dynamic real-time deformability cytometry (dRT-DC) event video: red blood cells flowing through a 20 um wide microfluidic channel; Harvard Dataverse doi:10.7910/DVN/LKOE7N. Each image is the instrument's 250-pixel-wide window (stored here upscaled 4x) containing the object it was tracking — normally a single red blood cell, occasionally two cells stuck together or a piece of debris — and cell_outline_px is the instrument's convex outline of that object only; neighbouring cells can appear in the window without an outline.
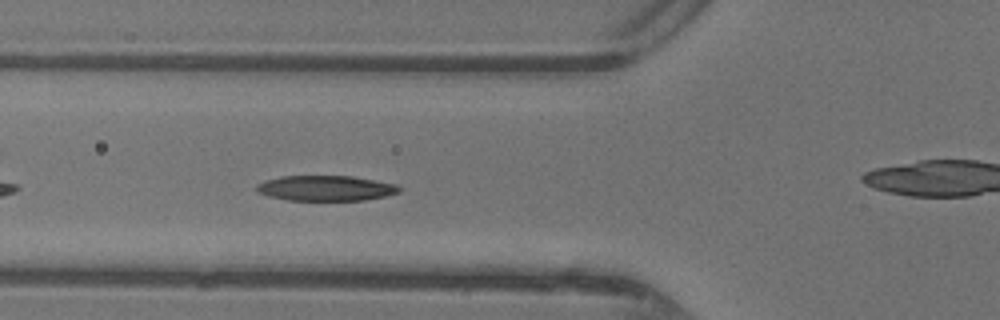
{"species": "common noctule bat (a hibernating species)", "species_latin": "Nyctalus noctula", "temperature_condition": "warm", "stored_images_in_passage": 33, "camera_frame_rate_fps": 3000, "um_per_image_px": 0.085, "animal": {"sex": "female"}, "frame": {"image": 1, "passage_image": 5, "time_ms": 1.333, "image_size_px": [1000, 320], "cell_outline_px": [[400, 192], [384, 196], [364, 200], [288, 200], [268, 196], [256, 192], [256, 184], [280, 176], [352, 176], [376, 180], [396, 184], [400, 188]], "centroid_in_image_um": [27.68, 15.99], "position_along_channel_um": 98.1, "area_um2": 20.98}}
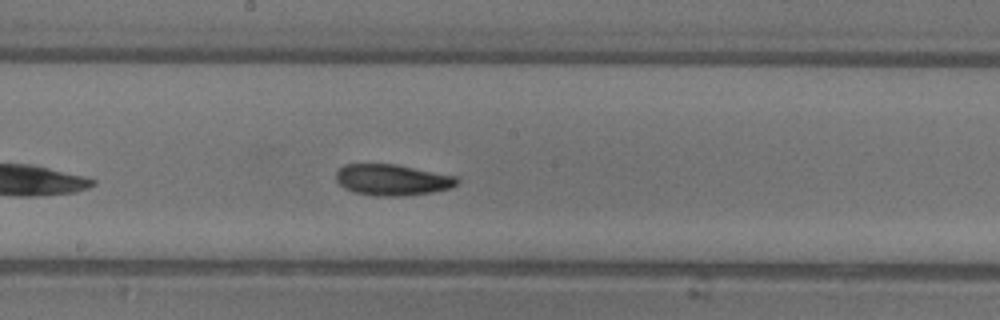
{"frame": {"image": 2, "passage_image": 13, "time_ms": 4.0, "image_size_px": [1000, 320], "cell_outline_px": [[460, 180], [452, 188], [432, 192], [404, 196], [376, 196], [352, 192], [344, 188], [336, 180], [336, 172], [344, 164], [396, 164], [456, 176]], "centroid_in_image_um": [33.34, 15.29], "position_along_channel_um": 214.9, "area_um2": 22.08}}
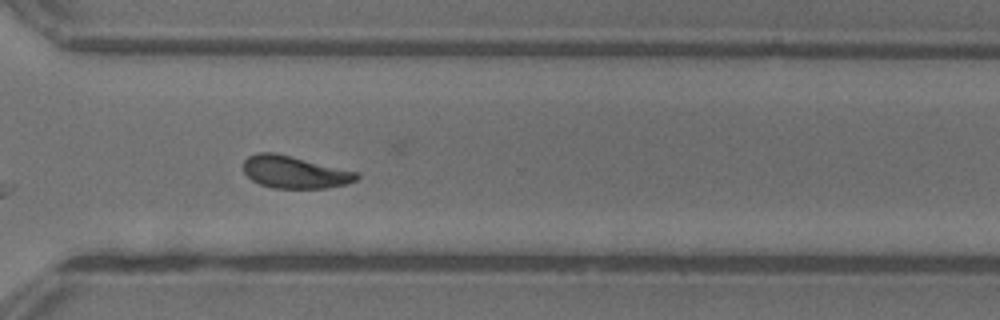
{"frame": {"image": 3, "passage_image": 22, "time_ms": 7.0, "image_size_px": [1000, 320], "cell_outline_px": [[360, 176], [356, 180], [348, 184], [324, 188], [272, 188], [260, 184], [252, 180], [244, 172], [244, 160], [248, 156], [256, 152], [276, 152], [360, 172]], "centroid_in_image_um": [25.07, 14.62], "position_along_channel_um": 345.5, "area_um2": 21.62}, "authors_computed_cell_mechanics": {"area_um2": 22.253, "velocity_mm_per_s": 4.3642, "shape_relaxation_time_tau1_ms": 3.1915, "shape_relaxation_time_tau2_ms": 2.5923, "deformation_change_tau1": 0.1435, "deformation_change_tau2": 0.0908}}